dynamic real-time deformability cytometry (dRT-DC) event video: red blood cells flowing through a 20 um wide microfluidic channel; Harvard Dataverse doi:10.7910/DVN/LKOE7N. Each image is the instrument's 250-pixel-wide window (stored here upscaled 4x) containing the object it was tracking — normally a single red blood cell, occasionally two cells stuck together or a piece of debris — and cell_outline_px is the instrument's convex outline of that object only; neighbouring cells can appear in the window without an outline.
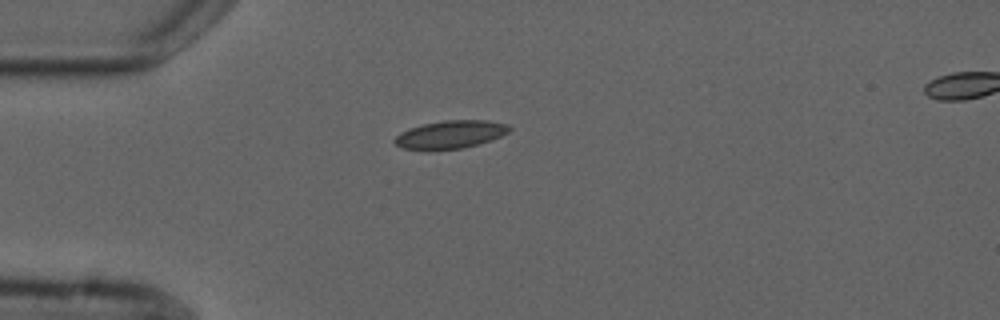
{"species": "common noctule bat (a hibernating species)", "species_latin": "Nyctalus noctula", "temperature_condition": "cold", "stored_images_in_passage": 3, "camera_frame_rate_fps": 3000, "um_per_image_px": 0.085, "animal": {"sex": "male", "forearm_length_mm": 52.5}, "frame": {"image": 1, "passage_image": 1, "time_ms": 0.0, "image_size_px": [1000, 320], "cell_outline_px": [[512, 128], [508, 132], [492, 140], [464, 148], [428, 152], [400, 148], [392, 140], [400, 132], [408, 128], [424, 124], [444, 120], [488, 120], [508, 124]], "centroid_in_image_um": [38.24, 11.46], "position_along_channel_um": 46.8, "area_um2": 19.31}}
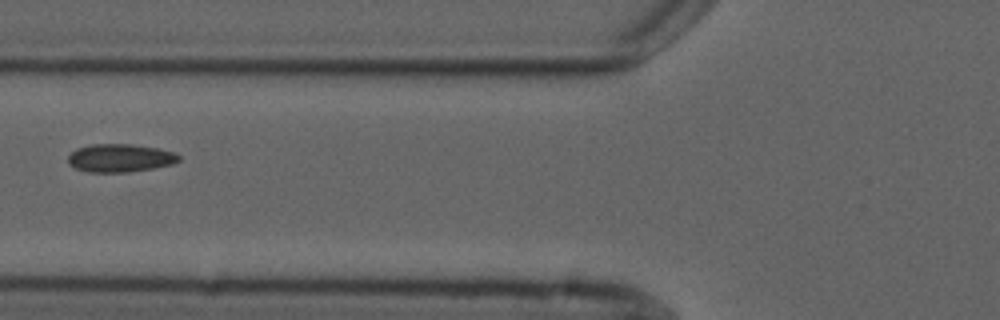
{"frame": {"image": 2, "passage_image": 3, "time_ms": 2.333, "image_size_px": [1000, 320], "cell_outline_px": [[180, 160], [172, 164], [152, 168], [128, 172], [88, 172], [76, 168], [68, 164], [68, 156], [76, 148], [92, 144], [128, 144], [156, 148], [172, 152], [180, 156]], "centroid_in_image_um": [10.17, 13.43], "position_along_channel_um": 115.6, "area_um2": 17.98}}